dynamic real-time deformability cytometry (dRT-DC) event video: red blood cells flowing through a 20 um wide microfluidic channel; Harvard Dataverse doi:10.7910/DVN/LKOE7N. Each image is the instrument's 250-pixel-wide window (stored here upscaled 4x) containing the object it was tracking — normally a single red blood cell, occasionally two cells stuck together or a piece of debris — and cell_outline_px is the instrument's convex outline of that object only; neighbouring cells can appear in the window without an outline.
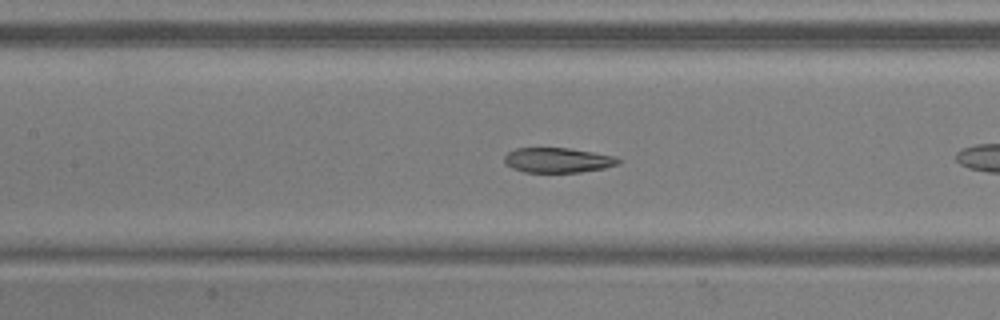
{"species": "common noctule bat (a hibernating species)", "species_latin": "Nyctalus noctula", "temperature_condition": "warm", "stored_images_in_passage": 14, "camera_frame_rate_fps": 3000, "um_per_image_px": 0.085, "animal": {"sex": "male", "body_mass_g": 20.5, "forearm_length_mm": 52.5}, "frame": {"image": 1, "passage_image": 10, "time_ms": 3.0, "image_size_px": [1000, 320], "cell_outline_px": [[620, 160], [616, 164], [604, 168], [580, 172], [524, 172], [512, 168], [504, 164], [504, 156], [508, 152], [516, 148], [568, 148], [616, 156]], "centroid_in_image_um": [47.36, 13.61], "position_along_channel_um": 160.0, "area_um2": 16.47}}